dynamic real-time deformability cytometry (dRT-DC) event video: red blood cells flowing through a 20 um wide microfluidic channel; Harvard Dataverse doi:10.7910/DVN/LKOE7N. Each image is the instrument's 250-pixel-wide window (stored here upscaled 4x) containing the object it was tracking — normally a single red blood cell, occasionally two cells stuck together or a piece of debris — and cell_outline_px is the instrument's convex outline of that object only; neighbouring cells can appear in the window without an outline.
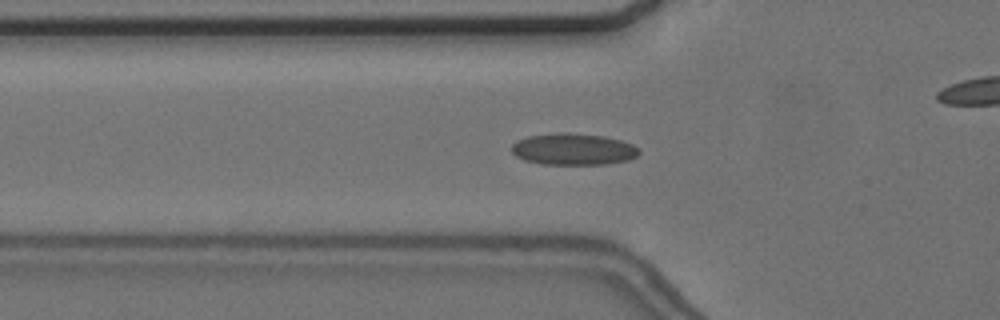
{"species": "common noctule bat (a hibernating species)", "species_latin": "Nyctalus noctula", "temperature_condition": "cold", "stored_images_in_passage": 58, "camera_frame_rate_fps": 3000, "um_per_image_px": 0.085, "animal": {"sex": "female", "body_mass_g": 24.6, "forearm_length_mm": 56.2}, "frame": {"image": 1, "passage_image": 20, "time_ms": 6.333, "image_size_px": [1000, 320], "cell_outline_px": [[640, 152], [636, 156], [628, 160], [608, 164], [540, 164], [524, 160], [516, 156], [512, 152], [512, 144], [516, 140], [528, 136], [560, 132], [568, 132], [604, 136], [620, 140], [632, 144], [640, 148]], "centroid_in_image_um": [48.73, 12.68], "position_along_channel_um": 77.1, "area_um2": 23.64}}
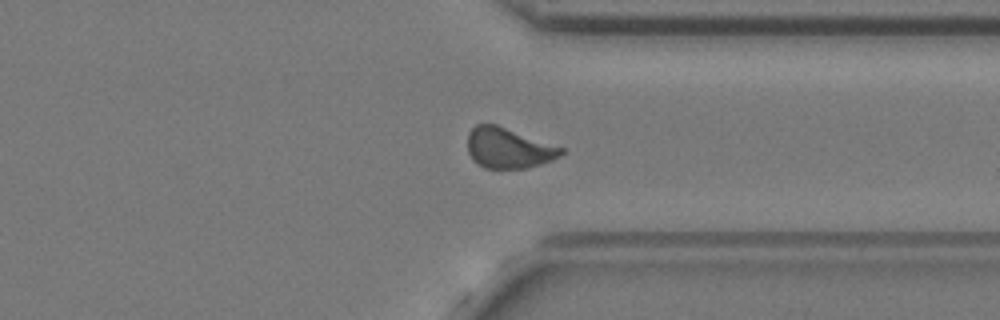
{"frame": {"image": 2, "passage_image": 44, "time_ms": 14.333, "image_size_px": [1000, 320], "cell_outline_px": [[564, 152], [560, 156], [552, 160], [540, 164], [524, 168], [484, 168], [476, 164], [472, 160], [468, 152], [468, 132], [476, 124], [496, 124], [564, 148]], "centroid_in_image_um": [43.19, 12.59], "position_along_channel_um": 368.2, "area_um2": 22.02}}
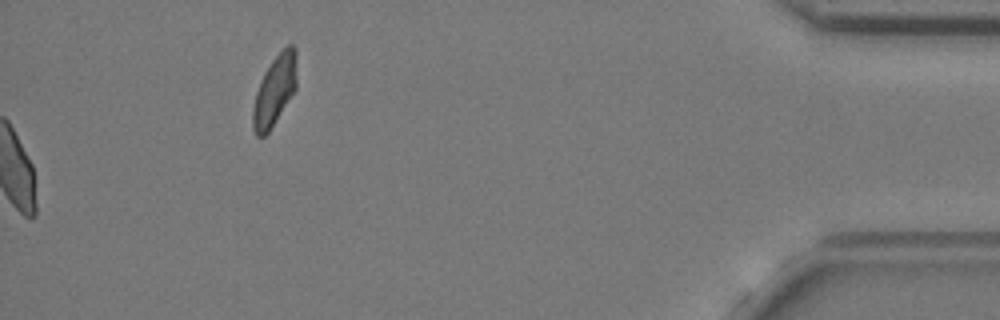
{"frame": {"image": 3, "passage_image": 58, "time_ms": 19.0, "image_size_px": [1000, 320], "cell_outline_px": [[296, 88], [268, 132], [264, 136], [256, 136], [252, 128], [252, 108], [256, 92], [260, 80], [264, 72], [272, 60], [288, 44], [292, 44], [296, 48]], "centroid_in_image_um": [23.32, 7.68], "position_along_channel_um": 411.9, "area_um2": 17.8}, "authors_computed_cell_mechanics": {"area_um2": 21.9062, "velocity_mm_per_s": 3.6378, "shape_relaxation_time_tau1_ms": null, "shape_relaxation_time_tau2_ms": 1.1444, "deformation_change_tau1": null, "deformation_change_tau2": 0.0706}}